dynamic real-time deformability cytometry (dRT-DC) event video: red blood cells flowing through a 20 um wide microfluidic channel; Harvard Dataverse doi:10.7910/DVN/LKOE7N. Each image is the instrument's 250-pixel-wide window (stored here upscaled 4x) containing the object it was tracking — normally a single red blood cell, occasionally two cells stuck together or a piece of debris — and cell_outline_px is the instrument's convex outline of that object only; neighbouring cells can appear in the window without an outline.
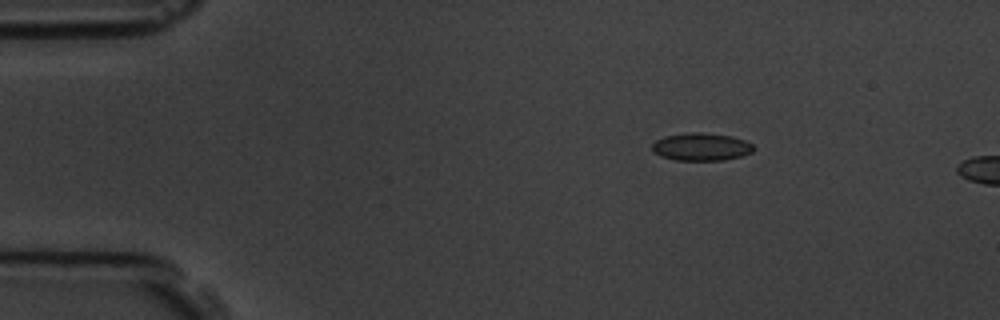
{"species": "common noctule bat (a hibernating species)", "species_latin": "Nyctalus noctula", "temperature_condition": "room temperature", "stored_images_in_passage": 4, "camera_frame_rate_fps": 3000, "um_per_image_px": 0.085, "animal": {"sex": "male", "body_mass_g": 19.5, "forearm_length_mm": 54.6}, "frame": {"image": 1, "passage_image": 2, "time_ms": 1.333, "image_size_px": [1000, 320], "cell_outline_px": [[756, 148], [752, 152], [740, 156], [724, 160], [676, 160], [660, 156], [652, 152], [652, 144], [656, 140], [664, 136], [692, 132], [700, 132], [732, 136], [744, 140], [752, 144]], "centroid_in_image_um": [59.59, 12.48], "position_along_channel_um": 25.4, "area_um2": 16.42}}